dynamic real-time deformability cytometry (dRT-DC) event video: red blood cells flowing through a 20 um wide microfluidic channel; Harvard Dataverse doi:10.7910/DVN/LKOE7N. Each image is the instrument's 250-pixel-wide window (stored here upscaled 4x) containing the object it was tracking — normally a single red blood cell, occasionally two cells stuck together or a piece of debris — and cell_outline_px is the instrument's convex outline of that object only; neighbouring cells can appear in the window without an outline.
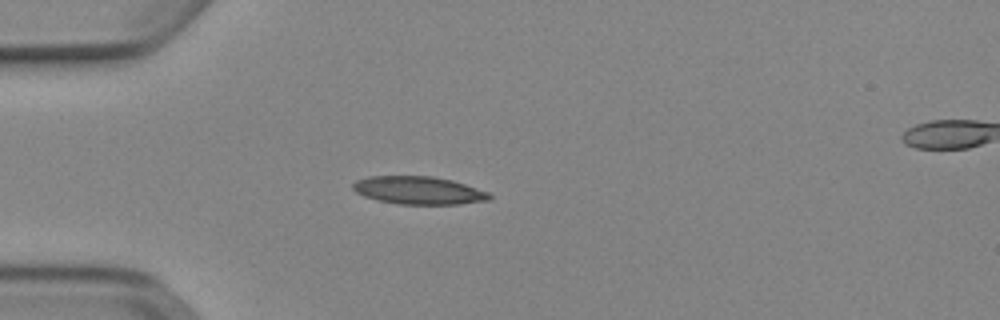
{"species": "Egyptian fruit bat (a non-hibernating species)", "species_latin": "Rousettus aegyptiacus", "temperature_condition": "cold", "stored_images_in_passage": 38, "camera_frame_rate_fps": 3000, "um_per_image_px": 0.085, "animal": {"sex": "female"}, "frame": {"image": 1, "passage_image": 1, "time_ms": 0.0, "image_size_px": [1000, 320], "cell_outline_px": [[492, 200], [460, 204], [400, 204], [380, 200], [364, 196], [356, 192], [352, 188], [352, 184], [356, 180], [368, 176], [432, 176], [452, 180], [488, 192], [492, 196]], "centroid_in_image_um": [35.59, 16.18], "position_along_channel_um": 49.4, "area_um2": 22.14}}
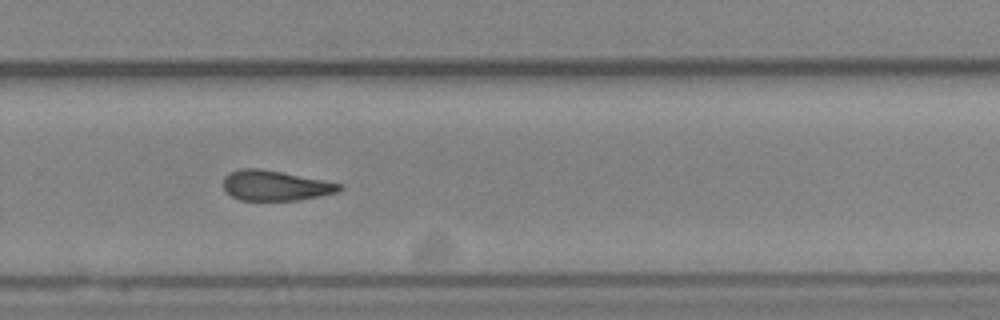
{"frame": {"image": 2, "passage_image": 22, "time_ms": 7.0, "image_size_px": [1000, 320], "cell_outline_px": [[344, 188], [336, 192], [320, 196], [296, 200], [240, 200], [232, 196], [224, 188], [224, 176], [228, 172], [240, 168], [260, 168], [344, 184]], "centroid_in_image_um": [23.4, 15.76], "position_along_channel_um": 306.4, "area_um2": 20.35}}
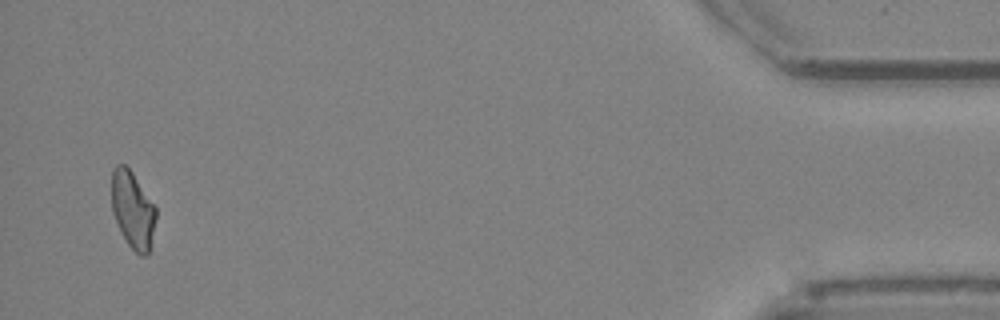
{"frame": {"image": 3, "passage_image": 37, "time_ms": 12.0, "image_size_px": [1000, 320], "cell_outline_px": [[156, 220], [148, 252], [144, 256], [140, 256], [128, 244], [112, 212], [112, 168], [116, 164], [124, 164], [132, 172], [156, 208]], "centroid_in_image_um": [11.27, 17.81], "position_along_channel_um": 423.9, "area_um2": 19.48}, "authors_computed_cell_mechanics": {"area_um2": 21.386, "velocity_mm_per_s": 3.902, "shape_relaxation_time_tau1_ms": 6.7821, "shape_relaxation_time_tau2_ms": 4.309, "deformation_change_tau1": 0.1735, "deformation_change_tau2": 0.129}}